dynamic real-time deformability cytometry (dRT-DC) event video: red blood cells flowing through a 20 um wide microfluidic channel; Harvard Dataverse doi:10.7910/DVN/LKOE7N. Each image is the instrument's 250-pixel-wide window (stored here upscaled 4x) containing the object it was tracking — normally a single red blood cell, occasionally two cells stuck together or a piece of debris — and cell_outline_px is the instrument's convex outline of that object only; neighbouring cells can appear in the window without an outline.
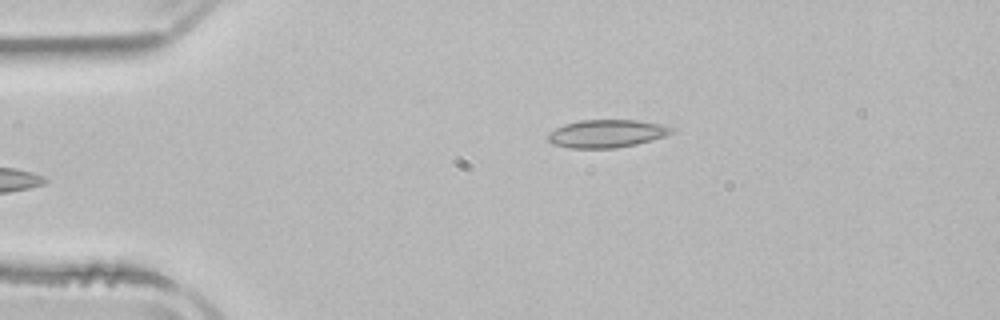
{"species": "common noctule bat (a hibernating species)", "species_latin": "Nyctalus noctula", "temperature_condition": "room temperature", "stored_images_in_passage": 3, "camera_frame_rate_fps": 3000, "um_per_image_px": 0.085, "animal": {"sex": "male", "body_mass_g": 21.5, "forearm_length_mm": 52.0}, "frame": {"image": 1, "passage_image": 3, "time_ms": 3.0, "image_size_px": [1000, 320], "cell_outline_px": [[676, 128], [672, 132], [664, 136], [652, 140], [636, 144], [616, 148], [572, 148], [552, 144], [548, 140], [548, 132], [564, 124], [580, 120], [636, 120], [664, 124]], "centroid_in_image_um": [51.58, 11.35], "position_along_channel_um": 33.4, "area_um2": 20.17}}